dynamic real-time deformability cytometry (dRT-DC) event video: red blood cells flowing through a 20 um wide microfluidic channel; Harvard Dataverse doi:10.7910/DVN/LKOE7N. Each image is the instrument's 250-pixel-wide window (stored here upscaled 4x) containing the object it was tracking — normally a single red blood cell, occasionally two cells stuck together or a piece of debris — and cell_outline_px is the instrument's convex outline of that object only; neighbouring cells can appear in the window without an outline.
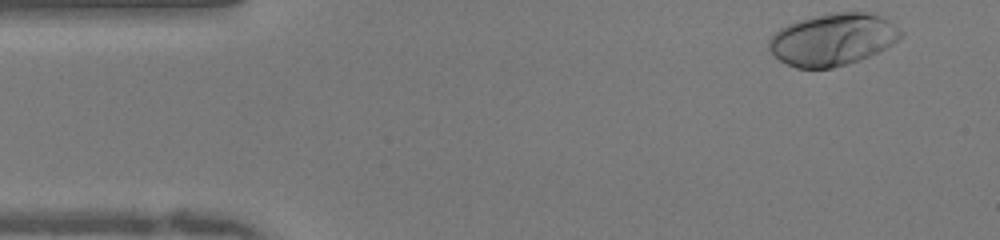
{"species": "human", "species_latin": "Homo sapiens", "temperature_condition": "warm", "stored_images_in_passage": 47, "camera_frame_rate_fps": 3000, "um_per_image_px": 0.085, "donor": {"sex": "female"}, "frame": {"image": 1, "passage_image": 1, "time_ms": 0.0, "image_size_px": [1000, 240], "cell_outline_px": [[904, 36], [892, 44], [860, 60], [848, 64], [832, 68], [796, 68], [780, 60], [768, 48], [768, 44], [772, 36], [780, 28], [796, 20], [832, 12], [864, 12], [880, 16], [888, 20], [900, 28], [904, 32]], "centroid_in_image_um": [70.8, 3.35], "position_along_channel_um": 14.2, "area_um2": 39.94}}
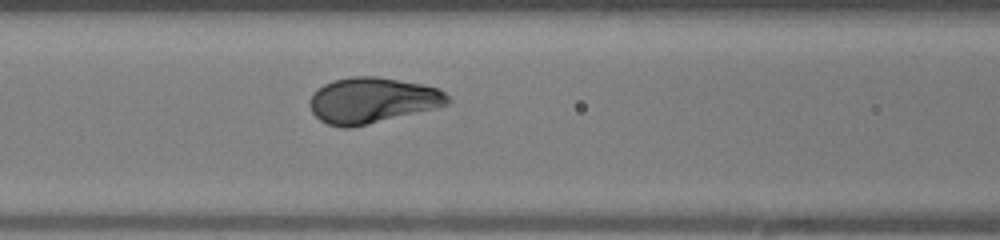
{"frame": {"image": 2, "passage_image": 17, "time_ms": 5.333, "image_size_px": [1000, 240], "cell_outline_px": [[452, 100], [448, 104], [368, 124], [348, 128], [344, 128], [328, 124], [320, 120], [312, 112], [308, 104], [308, 100], [312, 92], [316, 88], [332, 80], [352, 76], [376, 76], [424, 84], [436, 88], [444, 92]], "centroid_in_image_um": [31.57, 8.51], "position_along_channel_um": 135.0, "area_um2": 36.7}}
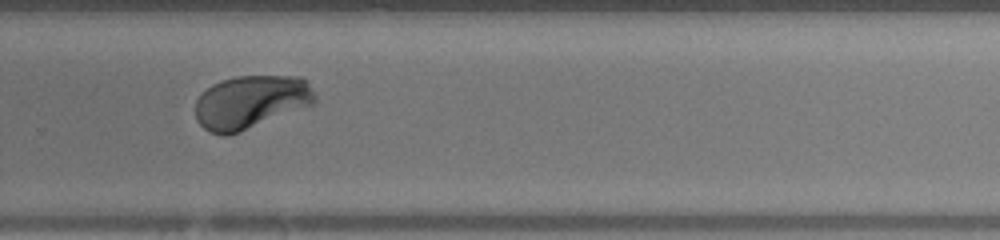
{"frame": {"image": 3, "passage_image": 30, "time_ms": 9.667, "image_size_px": [1000, 240], "cell_outline_px": [[316, 104], [240, 132], [228, 136], [224, 136], [212, 132], [204, 128], [196, 120], [196, 100], [212, 84], [236, 76], [304, 76], [308, 80], [316, 96]], "centroid_in_image_um": [21.38, 8.67], "position_along_channel_um": 308.4, "area_um2": 37.45}, "authors_computed_cell_mechanics": {"area_um2": 36.8186, "velocity_mm_per_s": 4.0177, "shape_relaxation_time_tau1_ms": 2.0922, "shape_relaxation_time_tau2_ms": null, "deformation_change_tau1": 0.1635, "deformation_change_tau2": null}}